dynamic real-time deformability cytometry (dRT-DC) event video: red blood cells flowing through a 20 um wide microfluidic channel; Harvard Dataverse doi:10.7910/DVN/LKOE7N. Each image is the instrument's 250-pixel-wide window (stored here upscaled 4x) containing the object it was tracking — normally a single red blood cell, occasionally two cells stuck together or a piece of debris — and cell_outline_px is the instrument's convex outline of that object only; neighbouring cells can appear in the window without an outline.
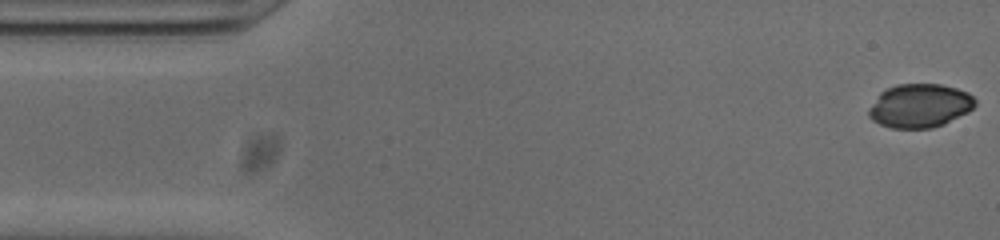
{"species": "common noctule bat (a hibernating species)", "species_latin": "Nyctalus noctula", "temperature_condition": "cold", "stored_images_in_passage": 52, "camera_frame_rate_fps": 3000, "um_per_image_px": 0.085, "animal": {"sex": "male", "body_mass_g": 20.0, "forearm_length_mm": 53.3}, "frame": {"image": 1, "passage_image": 1, "time_ms": 0.0, "image_size_px": [1000, 240], "cell_outline_px": [[976, 104], [968, 112], [944, 124], [932, 128], [892, 128], [880, 124], [872, 120], [868, 116], [868, 108], [880, 92], [896, 84], [940, 84], [956, 88], [968, 92], [976, 100]], "centroid_in_image_um": [78.17, 8.99], "position_along_channel_um": 6.8, "area_um2": 27.17}}
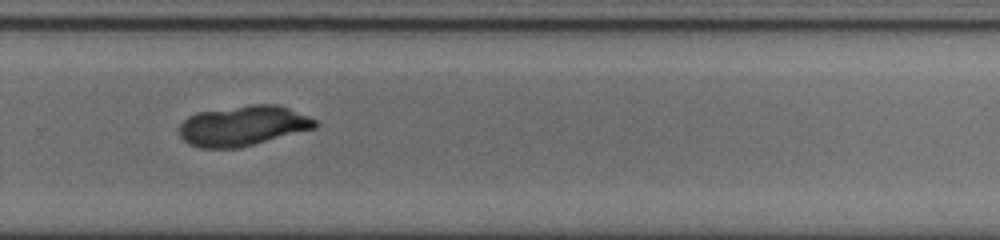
{"frame": {"image": 2, "passage_image": 34, "time_ms": 11.0, "image_size_px": [1000, 240], "cell_outline_px": [[320, 124], [316, 128], [240, 148], [200, 148], [188, 144], [180, 136], [180, 124], [188, 116], [196, 112], [252, 104], [276, 104], [288, 108], [308, 116], [316, 120]], "centroid_in_image_um": [20.66, 10.69], "position_along_channel_um": 309.1, "area_um2": 31.96}}
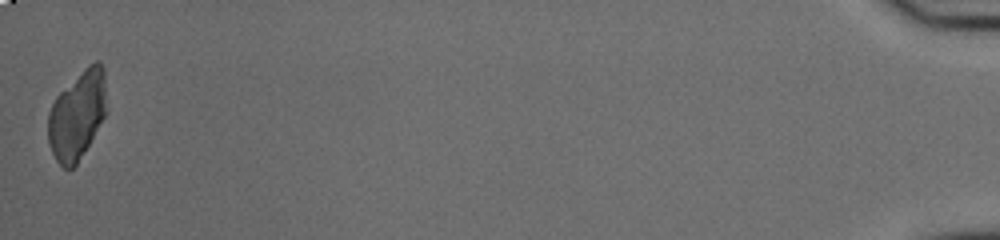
{"frame": {"image": 3, "passage_image": 52, "time_ms": 17.0, "image_size_px": [1000, 240], "cell_outline_px": [[104, 116], [88, 144], [76, 164], [72, 168], [64, 168], [56, 160], [52, 152], [48, 140], [48, 112], [56, 96], [88, 64], [96, 60], [100, 60], [104, 68]], "centroid_in_image_um": [6.52, 9.75], "position_along_channel_um": 428.7, "area_um2": 29.42}}